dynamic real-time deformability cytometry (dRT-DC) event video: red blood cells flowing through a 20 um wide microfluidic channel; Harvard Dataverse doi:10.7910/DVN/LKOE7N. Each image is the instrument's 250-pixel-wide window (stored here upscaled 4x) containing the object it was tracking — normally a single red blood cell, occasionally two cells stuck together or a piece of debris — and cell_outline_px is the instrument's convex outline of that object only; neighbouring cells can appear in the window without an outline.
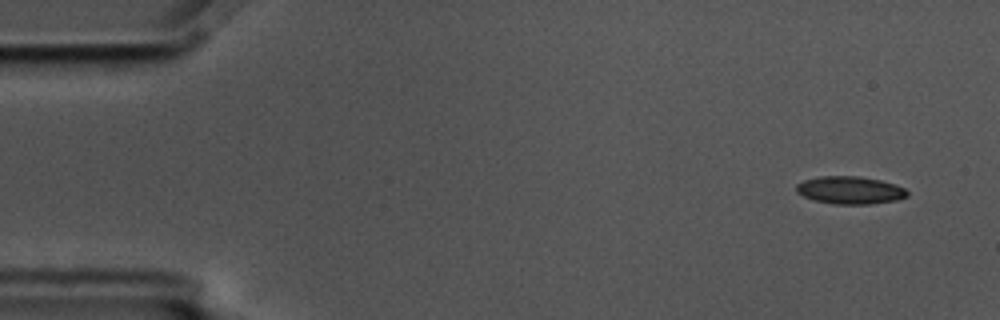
{"species": "common noctule bat (a hibernating species)", "species_latin": "Nyctalus noctula", "temperature_condition": "cold", "stored_images_in_passage": 4, "camera_frame_rate_fps": 3000, "um_per_image_px": 0.085, "animal": {"sex": "male", "body_mass_g": 17.5, "forearm_length_mm": 52.3}, "frame": {"image": 1, "passage_image": 1, "time_ms": 0.0, "image_size_px": [1000, 320], "cell_outline_px": [[908, 196], [896, 200], [868, 204], [832, 204], [812, 200], [796, 192], [796, 184], [804, 180], [820, 176], [860, 176], [880, 180], [896, 184], [904, 188], [908, 192]], "centroid_in_image_um": [72.24, 16.16], "position_along_channel_um": 12.8, "area_um2": 17.98}}